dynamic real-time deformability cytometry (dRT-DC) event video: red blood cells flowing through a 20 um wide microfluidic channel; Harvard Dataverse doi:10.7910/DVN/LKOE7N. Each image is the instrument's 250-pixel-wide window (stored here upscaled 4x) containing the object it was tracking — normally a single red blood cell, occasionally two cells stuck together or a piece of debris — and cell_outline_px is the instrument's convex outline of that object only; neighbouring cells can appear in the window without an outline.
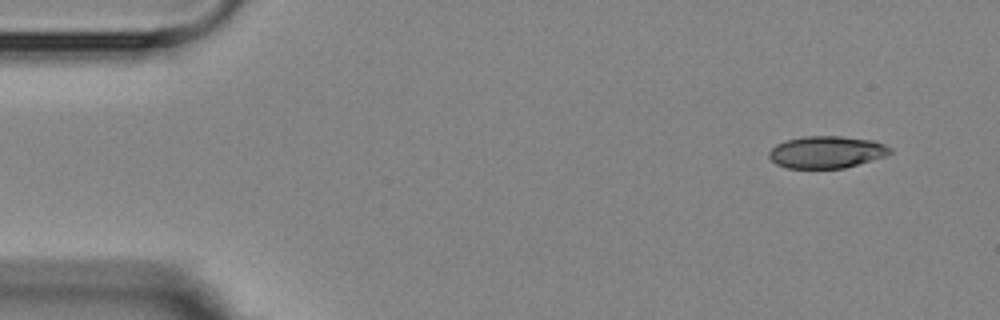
{"species": "Egyptian fruit bat (a non-hibernating species)", "species_latin": "Rousettus aegyptiacus", "temperature_condition": "room temperature", "stored_images_in_passage": 14, "camera_frame_rate_fps": 3000, "um_per_image_px": 0.085, "animal": {"sex": "female"}, "frame": {"image": 1, "passage_image": 1, "time_ms": 0.0, "image_size_px": [1000, 320], "cell_outline_px": [[892, 152], [888, 156], [844, 168], [788, 168], [776, 164], [768, 156], [768, 152], [776, 144], [784, 140], [804, 136], [840, 136], [872, 140], [884, 144], [892, 148]], "centroid_in_image_um": [70.27, 12.92], "position_along_channel_um": 14.7, "area_um2": 22.83}}
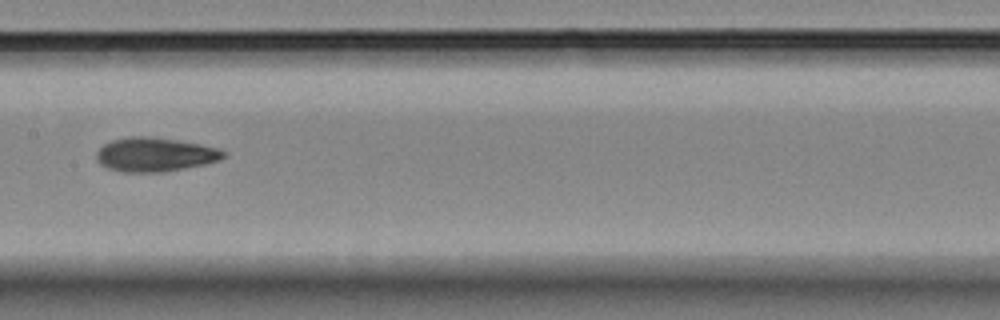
{"frame": {"image": 2, "passage_image": 7, "time_ms": 7.667, "image_size_px": [1000, 320], "cell_outline_px": [[228, 156], [220, 160], [204, 164], [164, 172], [120, 172], [108, 168], [100, 164], [96, 160], [96, 152], [104, 144], [112, 140], [128, 136], [152, 136], [200, 144], [220, 148], [228, 152]], "centroid_in_image_um": [13.19, 13.13], "position_along_channel_um": 194.2, "area_um2": 25.49}}
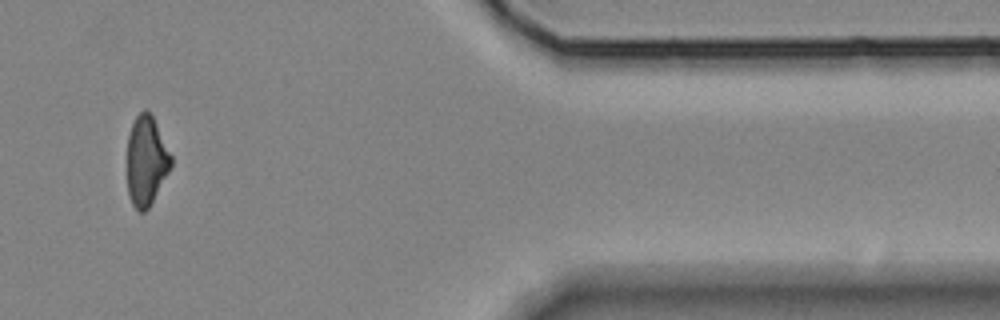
{"frame": {"image": 3, "passage_image": 12, "time_ms": 14.333, "image_size_px": [1000, 320], "cell_outline_px": [[172, 164], [168, 172], [148, 208], [144, 212], [140, 212], [132, 204], [128, 196], [128, 136], [132, 124], [136, 116], [144, 108], [152, 116], [172, 156]], "centroid_in_image_um": [12.43, 13.67], "position_along_channel_um": 399.0, "area_um2": 22.48}, "authors_computed_cell_mechanics": {"area_um2": 24.3049, "velocity_mm_per_s": 3.6309, "shape_relaxation_time_tau1_ms": null, "shape_relaxation_time_tau2_ms": 2.8595, "deformation_change_tau1": null, "deformation_change_tau2": 0.1011}}